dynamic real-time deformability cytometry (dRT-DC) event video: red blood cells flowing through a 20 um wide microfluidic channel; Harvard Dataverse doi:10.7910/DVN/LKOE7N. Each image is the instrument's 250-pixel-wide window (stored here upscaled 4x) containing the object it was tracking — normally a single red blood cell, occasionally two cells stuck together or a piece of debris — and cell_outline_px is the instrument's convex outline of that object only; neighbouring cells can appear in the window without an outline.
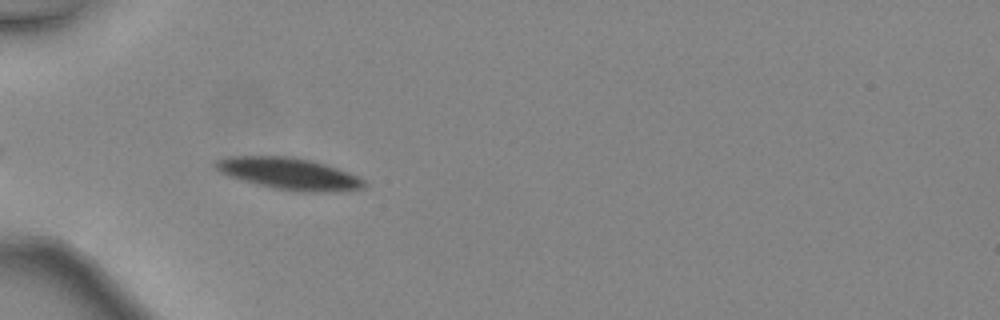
{"species": "common noctule bat (a hibernating species)", "species_latin": "Nyctalus noctula", "temperature_condition": "warm", "stored_images_in_passage": 23, "camera_frame_rate_fps": 3000, "um_per_image_px": 0.085, "animal": {"sex": "female", "body_mass_g": 24.6, "forearm_length_mm": 56.2}, "frame": {"image": 1, "passage_image": 3, "time_ms": 0.667, "image_size_px": [1000, 320], "cell_outline_px": [[368, 184], [364, 188], [332, 192], [300, 192], [272, 188], [240, 180], [228, 176], [220, 172], [212, 164], [216, 160], [232, 156], [292, 156], [312, 160], [348, 172], [364, 180]], "centroid_in_image_um": [24.56, 14.77], "position_along_channel_um": 60.4, "area_um2": 27.69}}
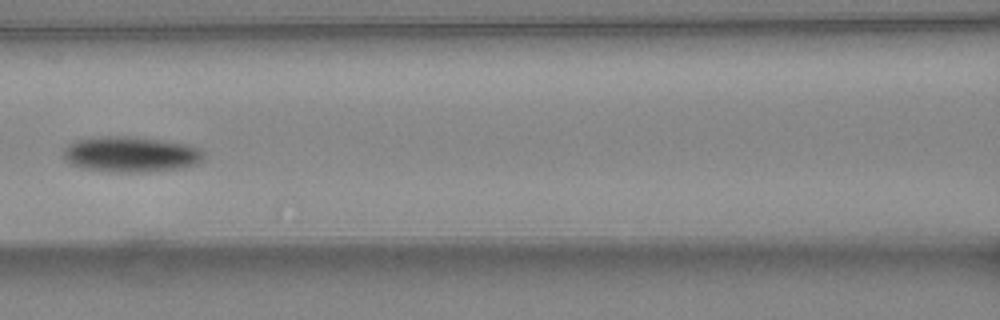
{"frame": {"image": 2, "passage_image": 10, "time_ms": 3.0, "image_size_px": [1000, 320], "cell_outline_px": [[204, 160], [200, 164], [180, 168], [148, 172], [112, 172], [80, 168], [68, 164], [64, 160], [64, 148], [68, 144], [76, 140], [104, 136], [136, 136], [188, 144], [200, 148], [204, 152]], "centroid_in_image_um": [11.14, 13.12], "position_along_channel_um": 155.5, "area_um2": 29.71}}
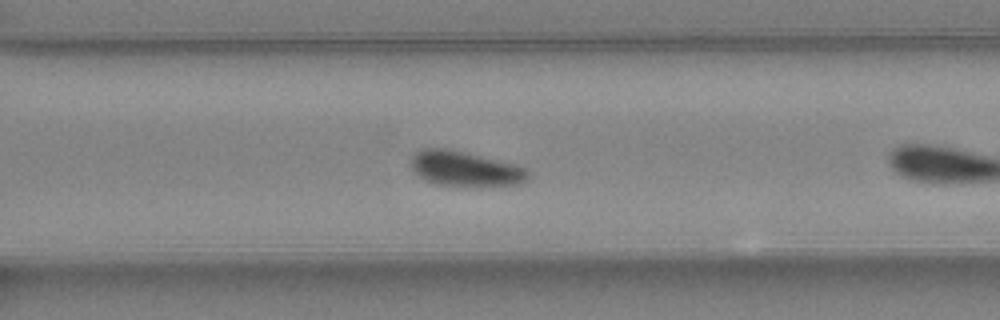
{"frame": {"image": 3, "passage_image": 19, "time_ms": 6.0, "image_size_px": [1000, 320], "cell_outline_px": [[528, 180], [520, 184], [480, 188], [436, 184], [424, 180], [412, 168], [408, 160], [420, 148], [448, 148], [516, 164], [524, 168], [528, 172]], "centroid_in_image_um": [39.54, 14.37], "position_along_channel_um": 331.1, "area_um2": 24.57}}